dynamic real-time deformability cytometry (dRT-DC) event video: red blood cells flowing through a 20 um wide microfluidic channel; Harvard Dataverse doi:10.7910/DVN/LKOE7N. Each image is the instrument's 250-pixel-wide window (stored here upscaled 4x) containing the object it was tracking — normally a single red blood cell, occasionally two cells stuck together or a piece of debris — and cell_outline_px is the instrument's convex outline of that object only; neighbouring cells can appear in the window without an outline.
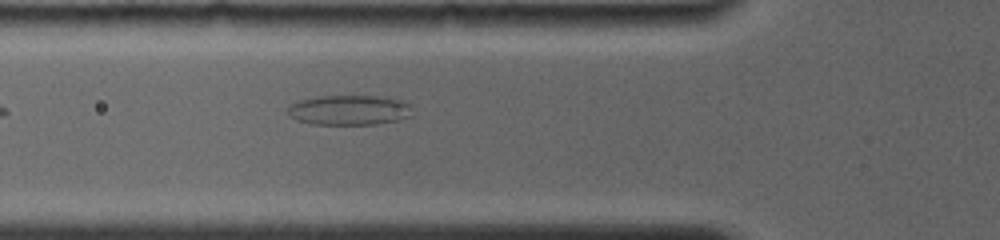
{"species": "common noctule bat (a hibernating species)", "species_latin": "Nyctalus noctula", "temperature_condition": "room temperature", "stored_images_in_passage": 4, "segment_of_instrument_passage": [1, 2], "camera_frame_rate_fps": 4000, "um_per_image_px": 0.085, "animal": {"sex": "female", "body_mass_g": 19.0, "forearm_length_mm": 56.7}, "frame": {"image": 1, "passage_image": 3, "time_ms": 2.0, "image_size_px": [1000, 240], "cell_outline_px": [[412, 116], [396, 120], [376, 124], [312, 124], [296, 120], [288, 112], [288, 108], [292, 104], [300, 100], [320, 96], [376, 96], [400, 100], [408, 104]], "centroid_in_image_um": [29.67, 9.36], "position_along_channel_um": 96.1, "area_um2": 21.39}}